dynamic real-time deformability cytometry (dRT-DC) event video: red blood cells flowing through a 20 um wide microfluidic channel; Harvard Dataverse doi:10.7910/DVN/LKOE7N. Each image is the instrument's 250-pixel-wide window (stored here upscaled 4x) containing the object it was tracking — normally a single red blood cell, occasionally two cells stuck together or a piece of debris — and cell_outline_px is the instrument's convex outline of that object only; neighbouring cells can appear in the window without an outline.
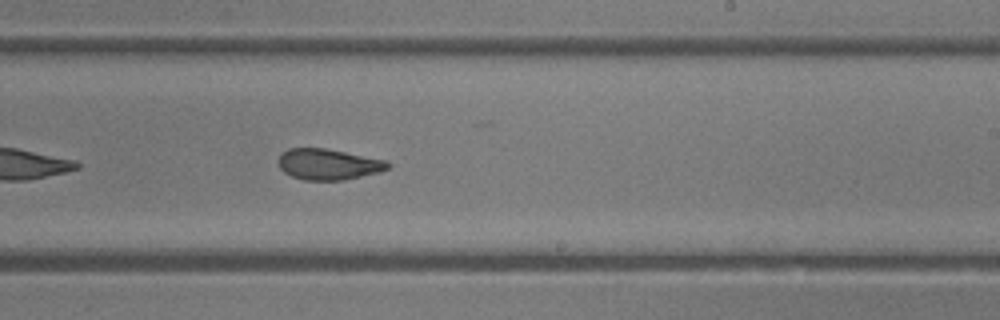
{"species": "common noctule bat (a hibernating species)", "species_latin": "Nyctalus noctula", "temperature_condition": "room temperature", "stored_images_in_passage": 22, "camera_frame_rate_fps": 3000, "um_per_image_px": 0.085, "animal": {"sex": "female"}, "frame": {"image": 1, "passage_image": 16, "time_ms": 5.0, "image_size_px": [1000, 320], "cell_outline_px": [[392, 164], [388, 168], [380, 172], [344, 180], [304, 180], [292, 176], [284, 172], [280, 168], [280, 156], [288, 148], [324, 148], [388, 160]], "centroid_in_image_um": [27.96, 13.97], "position_along_channel_um": 261.0, "area_um2": 19.65}}
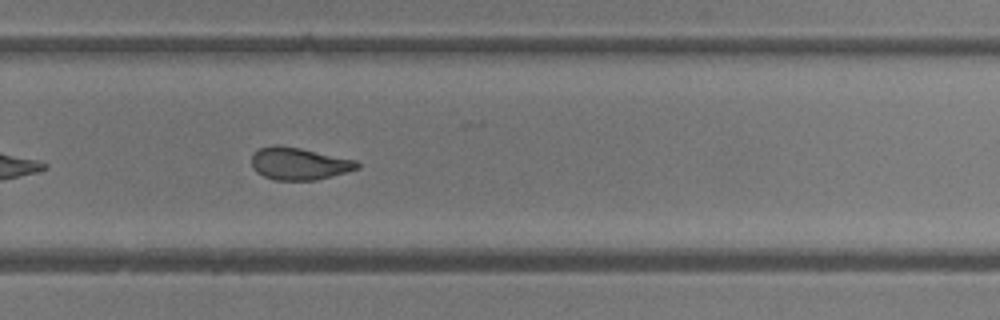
{"frame": {"image": 2, "passage_image": 19, "time_ms": 6.0, "image_size_px": [1000, 320], "cell_outline_px": [[360, 168], [348, 172], [316, 180], [276, 180], [264, 176], [256, 172], [252, 168], [252, 156], [260, 148], [272, 144], [276, 144], [300, 148], [356, 160], [360, 164]], "centroid_in_image_um": [25.43, 13.91], "position_along_channel_um": 304.4, "area_um2": 19.94}}